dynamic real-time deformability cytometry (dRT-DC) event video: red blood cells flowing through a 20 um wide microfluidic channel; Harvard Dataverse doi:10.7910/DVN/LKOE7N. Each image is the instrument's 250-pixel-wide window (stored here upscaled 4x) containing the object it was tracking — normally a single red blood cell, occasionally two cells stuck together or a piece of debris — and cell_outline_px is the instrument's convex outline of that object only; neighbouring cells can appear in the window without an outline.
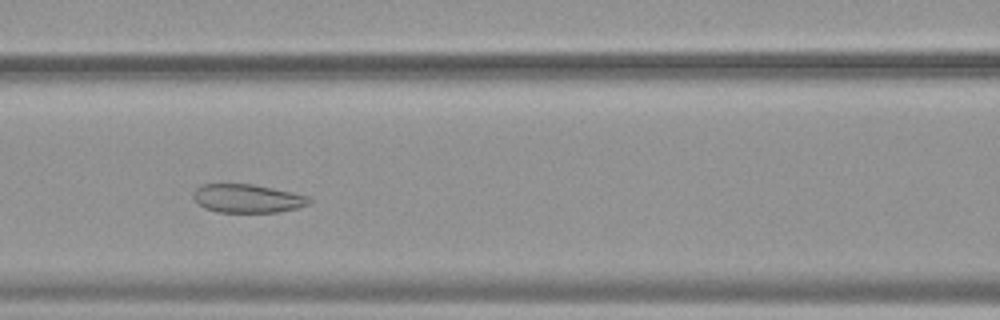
{"species": "common noctule bat (a hibernating species)", "species_latin": "Nyctalus noctula", "temperature_condition": "warm", "stored_images_in_passage": 47, "camera_frame_rate_fps": 3000, "um_per_image_px": 0.085, "animal": {"sex": "female", "body_mass_g": 19.9}, "frame": {"image": 1, "passage_image": 17, "time_ms": 5.333, "image_size_px": [1000, 320], "cell_outline_px": [[312, 200], [308, 204], [296, 208], [276, 212], [216, 212], [204, 208], [192, 196], [192, 192], [200, 184], [252, 184], [292, 192], [308, 196]], "centroid_in_image_um": [21.0, 16.86], "position_along_channel_um": 145.6, "area_um2": 19.19}}
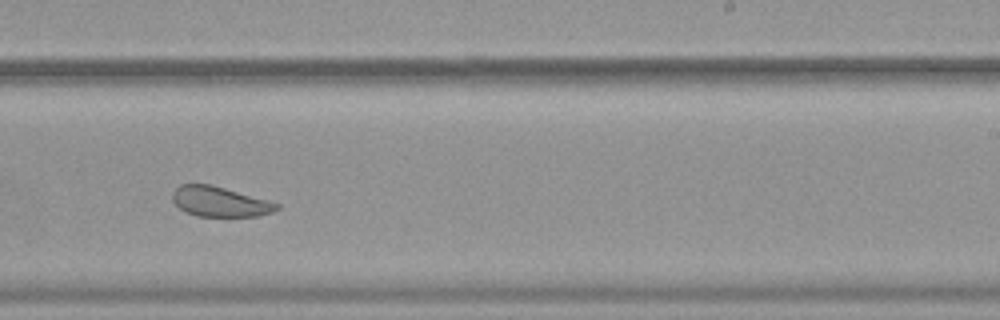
{"frame": {"image": 2, "passage_image": 27, "time_ms": 8.667, "image_size_px": [1000, 320], "cell_outline_px": [[280, 208], [272, 212], [256, 216], [196, 216], [180, 208], [172, 200], [172, 192], [180, 184], [212, 184], [268, 200], [280, 204]], "centroid_in_image_um": [18.69, 17.13], "position_along_channel_um": 270.3, "area_um2": 18.21}}
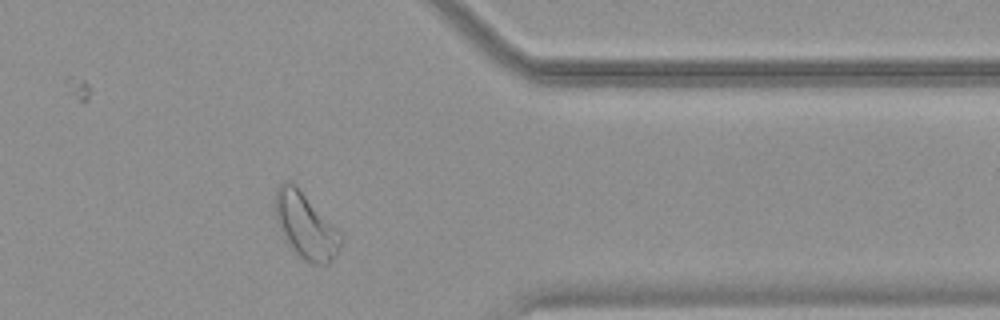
{"frame": {"image": 3, "passage_image": 37, "time_ms": 12.0, "image_size_px": [1000, 320], "cell_outline_px": [[344, 240], [336, 256], [328, 264], [312, 264], [304, 260], [284, 240], [276, 220], [276, 188], [284, 180], [292, 180], [296, 184], [344, 236]], "centroid_in_image_um": [26.0, 19.18], "position_along_channel_um": 385.4, "area_um2": 25.32}, "authors_computed_cell_mechanics": {"area_um2": 23.698, "velocity_mm_per_s": 3.76, "shape_relaxation_time_tau1_ms": null, "shape_relaxation_time_tau2_ms": 1.5736, "deformation_change_tau1": null, "deformation_change_tau2": 0.068}}